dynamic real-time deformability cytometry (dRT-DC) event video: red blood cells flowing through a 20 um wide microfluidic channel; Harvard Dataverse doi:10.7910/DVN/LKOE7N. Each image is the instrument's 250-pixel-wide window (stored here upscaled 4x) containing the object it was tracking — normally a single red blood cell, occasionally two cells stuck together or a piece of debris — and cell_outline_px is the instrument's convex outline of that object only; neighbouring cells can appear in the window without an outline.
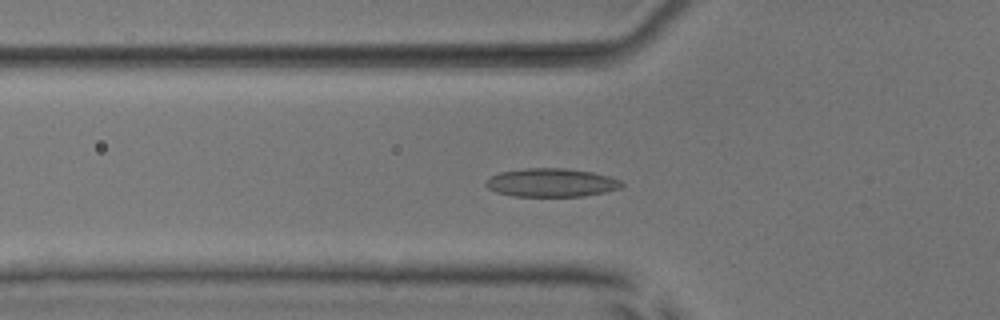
{"species": "common noctule bat (a hibernating species)", "species_latin": "Nyctalus noctula", "temperature_condition": "room temperature", "stored_images_in_passage": 53, "camera_frame_rate_fps": 3000, "um_per_image_px": 0.085, "animal": {"sex": "male", "body_mass_g": 17.9, "forearm_length_mm": 54.2}, "frame": {"image": 1, "passage_image": 19, "time_ms": 6.0, "image_size_px": [1000, 320], "cell_outline_px": [[624, 184], [620, 188], [604, 192], [584, 196], [512, 196], [496, 192], [488, 188], [484, 184], [484, 180], [500, 172], [524, 168], [564, 168], [592, 172], [608, 176], [620, 180]], "centroid_in_image_um": [46.83, 15.52], "position_along_channel_um": 79.0, "area_um2": 22.54}}
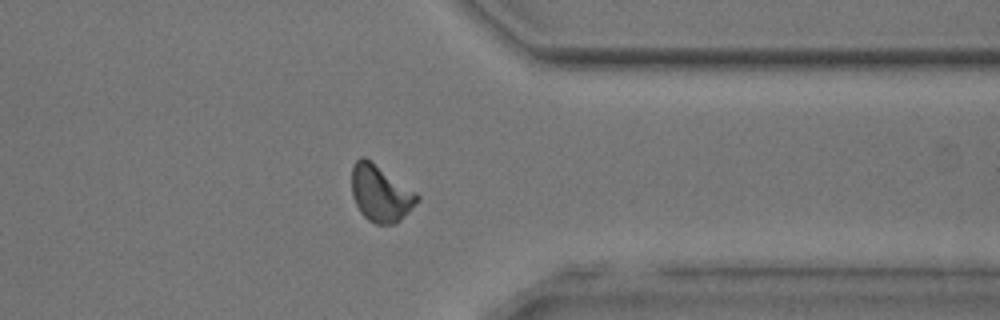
{"frame": {"image": 2, "passage_image": 42, "time_ms": 13.667, "image_size_px": [1000, 320], "cell_outline_px": [[420, 200], [396, 224], [376, 224], [368, 220], [360, 212], [352, 196], [352, 168], [356, 160], [360, 156], [364, 156], [416, 192], [420, 196]], "centroid_in_image_um": [32.34, 16.45], "position_along_channel_um": 379.1, "area_um2": 21.44}}
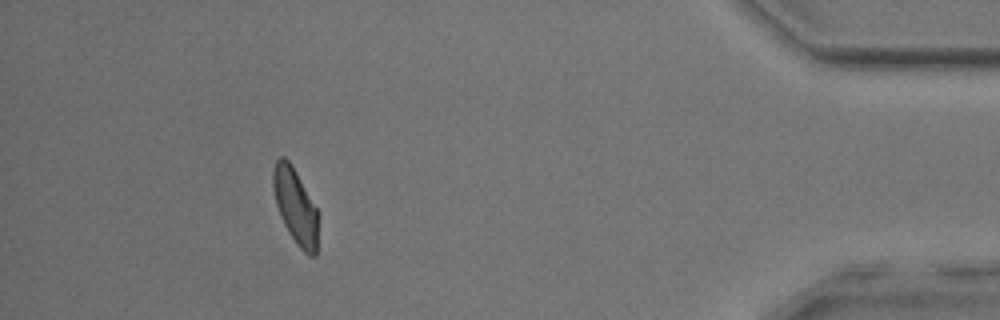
{"frame": {"image": 3, "passage_image": 48, "time_ms": 15.667, "image_size_px": [1000, 320], "cell_outline_px": [[316, 256], [308, 256], [296, 244], [288, 232], [280, 216], [276, 204], [272, 184], [272, 172], [276, 160], [280, 156], [284, 156], [292, 164], [316, 208]], "centroid_in_image_um": [25.06, 17.5], "position_along_channel_um": 410.1, "area_um2": 19.48}, "authors_computed_cell_mechanics": {"area_um2": 20.8658, "velocity_mm_per_s": 3.9842, "shape_relaxation_time_tau1_ms": 7.5971, "shape_relaxation_time_tau2_ms": 2.2793, "deformation_change_tau1": 0.1671, "deformation_change_tau2": 0.0742}}